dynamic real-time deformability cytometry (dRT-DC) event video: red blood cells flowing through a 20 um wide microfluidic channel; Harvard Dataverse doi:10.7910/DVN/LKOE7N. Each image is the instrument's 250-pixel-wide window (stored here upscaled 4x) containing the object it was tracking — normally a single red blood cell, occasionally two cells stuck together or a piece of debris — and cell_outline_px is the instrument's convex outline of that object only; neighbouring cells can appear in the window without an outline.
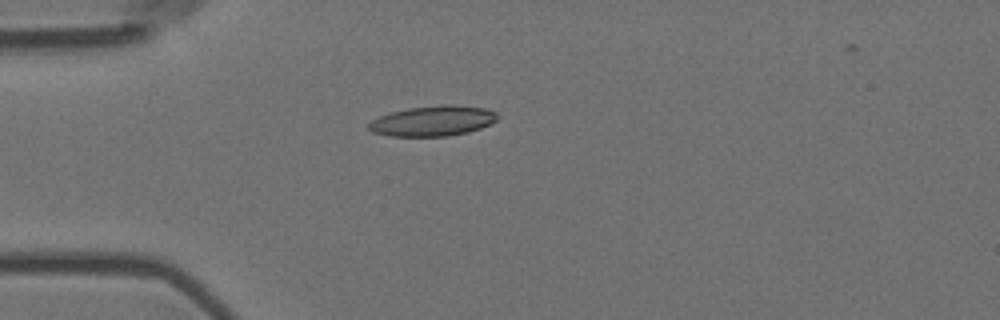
{"species": "Egyptian fruit bat (a non-hibernating species)", "species_latin": "Rousettus aegyptiacus", "temperature_condition": "room temperature", "stored_images_in_passage": 41, "camera_frame_rate_fps": 3000, "um_per_image_px": 0.085, "animal": {"sex": "female"}, "frame": {"image": 1, "passage_image": 1, "time_ms": 0.0, "image_size_px": [1000, 320], "cell_outline_px": [[500, 116], [496, 120], [480, 128], [468, 132], [448, 136], [388, 136], [372, 132], [368, 128], [368, 124], [372, 120], [380, 116], [392, 112], [408, 108], [444, 104], [452, 104], [484, 108], [496, 112]], "centroid_in_image_um": [36.79, 10.27], "position_along_channel_um": 48.2, "area_um2": 22.72}}
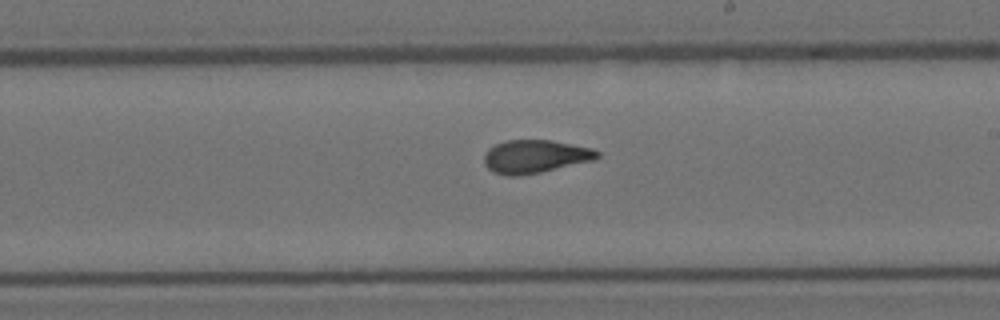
{"frame": {"image": 2, "passage_image": 18, "time_ms": 5.667, "image_size_px": [1000, 320], "cell_outline_px": [[600, 156], [596, 160], [540, 172], [520, 176], [508, 176], [492, 172], [484, 164], [484, 156], [488, 148], [496, 144], [508, 140], [552, 140], [592, 148], [600, 152]], "centroid_in_image_um": [45.5, 13.3], "position_along_channel_um": 243.5, "area_um2": 22.02}}
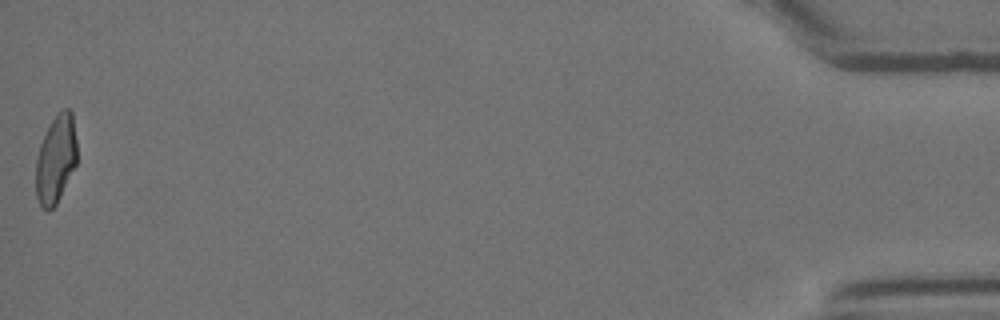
{"frame": {"image": 3, "passage_image": 41, "time_ms": 13.333, "image_size_px": [1000, 320], "cell_outline_px": [[76, 164], [56, 204], [48, 212], [40, 208], [36, 196], [36, 160], [40, 144], [52, 120], [64, 108], [68, 108], [72, 112], [76, 140]], "centroid_in_image_um": [4.73, 13.57], "position_along_channel_um": 430.5, "area_um2": 20.92}, "authors_computed_cell_mechanics": {"area_um2": 21.8484, "velocity_mm_per_s": 3.7004, "shape_relaxation_time_tau1_ms": 6.7947, "shape_relaxation_time_tau2_ms": 1.6058, "deformation_change_tau1": 0.1952, "deformation_change_tau2": 0.0837}}